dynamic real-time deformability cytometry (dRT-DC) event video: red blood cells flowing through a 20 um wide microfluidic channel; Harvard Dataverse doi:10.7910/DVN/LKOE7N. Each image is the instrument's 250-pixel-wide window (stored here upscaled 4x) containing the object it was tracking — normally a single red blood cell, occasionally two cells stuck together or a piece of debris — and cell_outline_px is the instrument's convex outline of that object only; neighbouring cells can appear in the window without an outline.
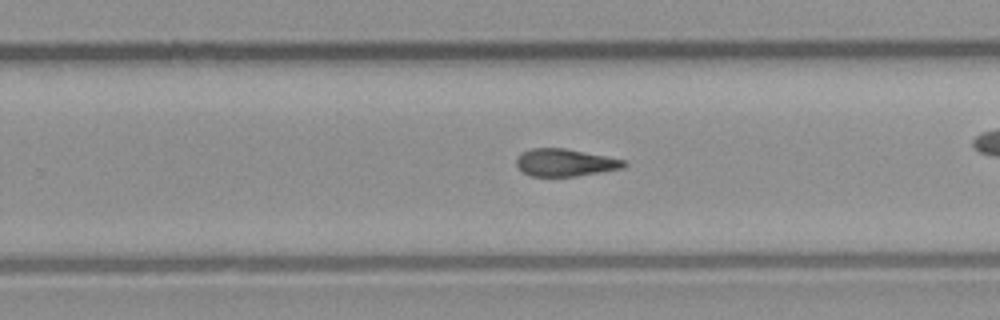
{"species": "common noctule bat (a hibernating species)", "species_latin": "Nyctalus noctula", "temperature_condition": "room temperature", "stored_images_in_passage": 46, "camera_frame_rate_fps": 3000, "um_per_image_px": 0.085, "animal": {"sex": "male", "body_mass_g": 23.1, "forearm_length_mm": 52.7}, "frame": {"image": 1, "passage_image": 27, "time_ms": 8.667, "image_size_px": [1000, 320], "cell_outline_px": [[628, 164], [624, 168], [576, 176], [532, 176], [524, 172], [516, 164], [516, 160], [520, 152], [532, 148], [564, 148], [624, 160]], "centroid_in_image_um": [48.02, 13.82], "position_along_channel_um": 281.8, "area_um2": 16.99}}
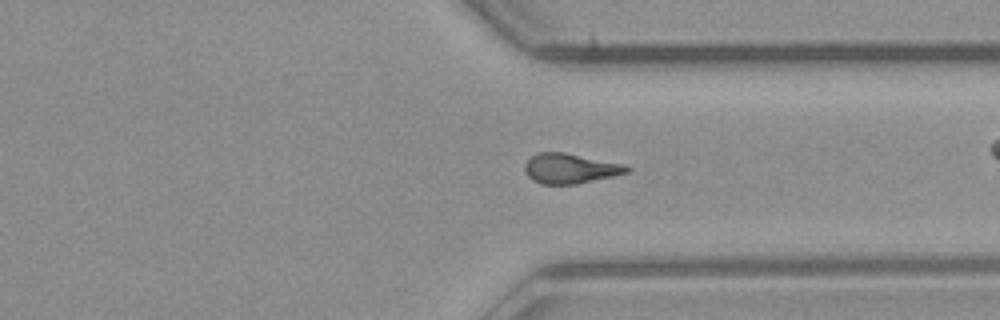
{"frame": {"image": 2, "passage_image": 33, "time_ms": 10.667, "image_size_px": [1000, 320], "cell_outline_px": [[632, 168], [628, 172], [612, 176], [576, 184], [540, 184], [532, 180], [524, 172], [524, 164], [532, 156], [540, 152], [564, 152], [624, 164]], "centroid_in_image_um": [48.44, 14.32], "position_along_channel_um": 363.0, "area_um2": 17.8}, "authors_computed_cell_mechanics": {"area_um2": 17.5712, "velocity_mm_per_s": 4.0559, "shape_relaxation_time_tau1_ms": null, "shape_relaxation_time_tau2_ms": 5.8529, "deformation_change_tau1": null, "deformation_change_tau2": 0.1598}}